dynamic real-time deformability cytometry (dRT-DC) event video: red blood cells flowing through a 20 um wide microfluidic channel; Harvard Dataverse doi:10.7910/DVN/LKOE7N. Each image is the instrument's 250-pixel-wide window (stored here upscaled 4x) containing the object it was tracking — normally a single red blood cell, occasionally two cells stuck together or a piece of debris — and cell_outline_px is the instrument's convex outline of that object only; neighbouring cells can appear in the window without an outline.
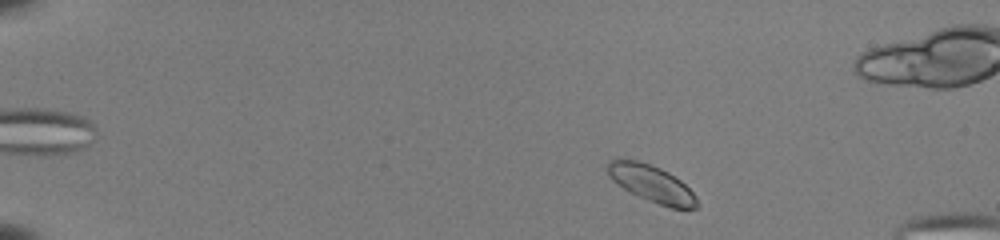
{"species": "common noctule bat (a hibernating species)", "species_latin": "Nyctalus noctula", "temperature_condition": "room temperature", "stored_images_in_passage": 46, "segment_of_instrument_passage": [1, 2], "camera_frame_rate_fps": 3000, "um_per_image_px": 0.085, "animal": {"sex": "female", "body_mass_g": 22.0, "forearm_length_mm": 56.7}, "frame": {"image": 1, "passage_image": 3, "time_ms": 0.667, "image_size_px": [1000, 240], "cell_outline_px": [[700, 204], [696, 208], [672, 208], [648, 200], [624, 188], [612, 180], [608, 176], [608, 164], [612, 160], [636, 160], [660, 168], [668, 172], [680, 180], [696, 196]], "centroid_in_image_um": [55.43, 15.62], "position_along_channel_um": 29.6, "area_um2": 18.67}}
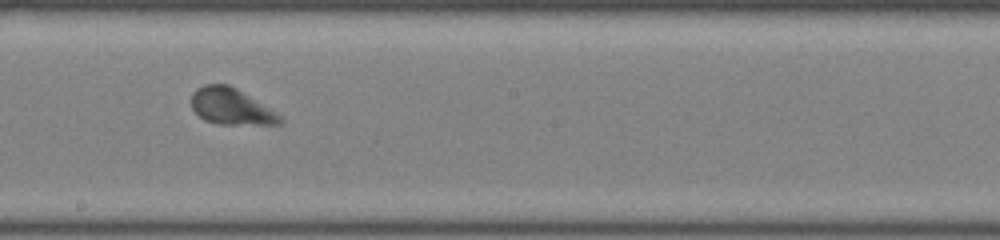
{"frame": {"image": 2, "passage_image": 24, "time_ms": 7.667, "image_size_px": [1000, 240], "cell_outline_px": [[284, 120], [280, 124], [216, 124], [204, 120], [192, 108], [192, 92], [196, 88], [204, 84], [228, 84], [236, 88], [276, 112]], "centroid_in_image_um": [19.62, 9.05], "position_along_channel_um": 228.6, "area_um2": 18.61}}
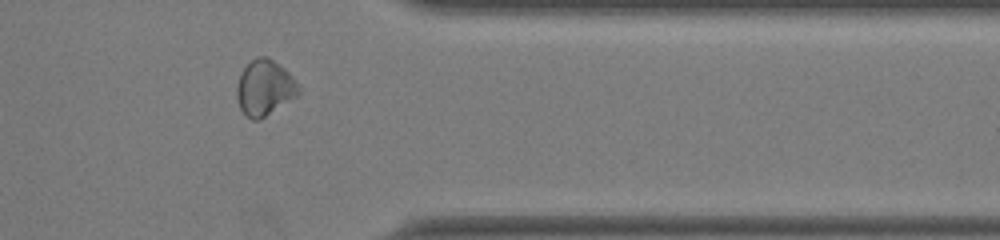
{"frame": {"image": 3, "passage_image": 37, "time_ms": 12.0, "image_size_px": [1000, 240], "cell_outline_px": [[300, 92], [296, 96], [260, 120], [252, 120], [240, 108], [236, 96], [236, 88], [240, 76], [244, 68], [256, 56], [268, 56], [284, 68], [292, 76], [300, 88]], "centroid_in_image_um": [22.49, 7.45], "position_along_channel_um": 388.9, "area_um2": 19.83}}